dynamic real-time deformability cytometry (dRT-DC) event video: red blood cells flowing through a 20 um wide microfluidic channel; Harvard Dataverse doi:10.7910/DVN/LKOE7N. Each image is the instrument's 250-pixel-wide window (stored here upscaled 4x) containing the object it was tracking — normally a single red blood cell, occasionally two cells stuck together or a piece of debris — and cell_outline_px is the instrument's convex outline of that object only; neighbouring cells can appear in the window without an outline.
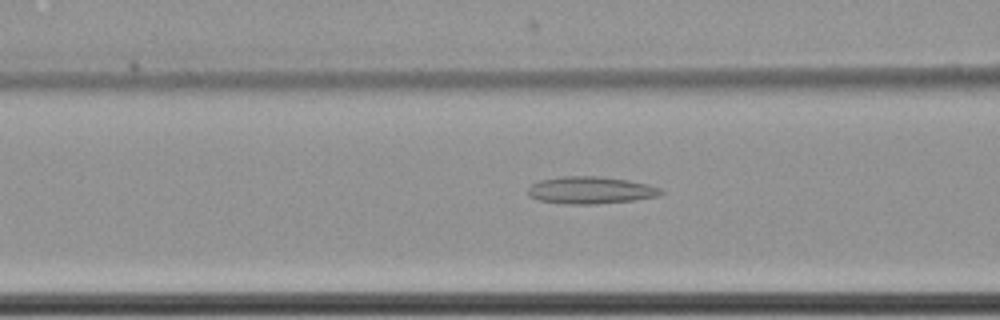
{"species": "common noctule bat (a hibernating species)", "species_latin": "Nyctalus noctula", "temperature_condition": "cold", "stored_images_in_passage": 61, "camera_frame_rate_fps": 3000, "um_per_image_px": 0.085, "animal": {"sex": "female", "body_mass_g": 22.7, "forearm_length_mm": 54.2}, "frame": {"image": 1, "passage_image": 26, "time_ms": 8.333, "image_size_px": [1000, 320], "cell_outline_px": [[664, 192], [660, 196], [636, 200], [596, 204], [568, 204], [540, 200], [528, 196], [528, 188], [532, 184], [540, 180], [560, 176], [600, 176], [628, 180], [648, 184], [660, 188]], "centroid_in_image_um": [50.23, 16.16], "position_along_channel_um": 116.4, "area_um2": 21.21}}
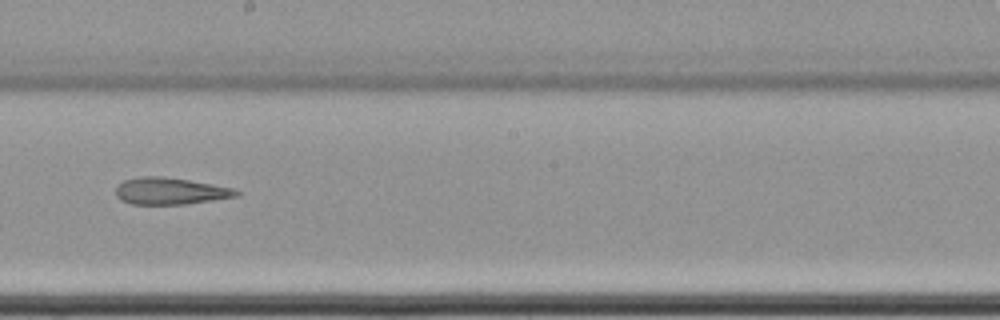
{"frame": {"image": 2, "passage_image": 36, "time_ms": 11.667, "image_size_px": [1000, 320], "cell_outline_px": [[240, 192], [236, 196], [188, 204], [132, 204], [120, 200], [116, 196], [116, 188], [124, 180], [140, 176], [164, 176], [236, 188]], "centroid_in_image_um": [14.46, 16.24], "position_along_channel_um": 233.7, "area_um2": 18.84}}
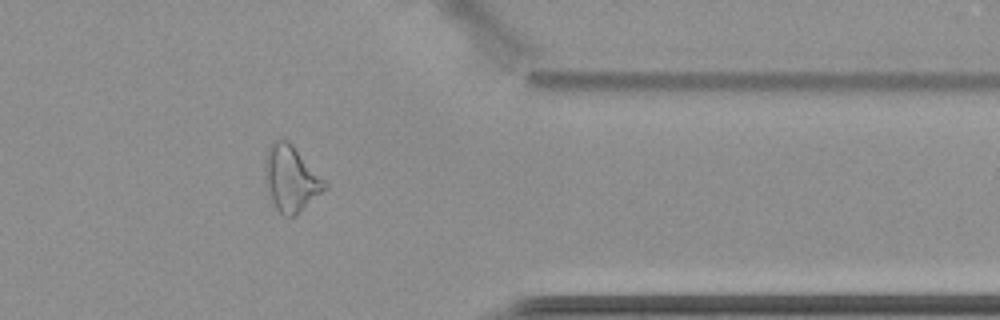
{"frame": {"image": 3, "passage_image": 50, "time_ms": 16.333, "image_size_px": [1000, 320], "cell_outline_px": [[328, 188], [296, 216], [284, 216], [276, 208], [268, 196], [264, 184], [264, 156], [272, 140], [288, 140], [292, 144], [328, 184]], "centroid_in_image_um": [24.7, 15.2], "position_along_channel_um": 386.7, "area_um2": 23.35}, "authors_computed_cell_mechanics": {"area_um2": 24.2182, "velocity_mm_per_s": 3.5204, "shape_relaxation_time_tau1_ms": null, "shape_relaxation_time_tau2_ms": 9.3474, "deformation_change_tau1": null, "deformation_change_tau2": 0.2305}}